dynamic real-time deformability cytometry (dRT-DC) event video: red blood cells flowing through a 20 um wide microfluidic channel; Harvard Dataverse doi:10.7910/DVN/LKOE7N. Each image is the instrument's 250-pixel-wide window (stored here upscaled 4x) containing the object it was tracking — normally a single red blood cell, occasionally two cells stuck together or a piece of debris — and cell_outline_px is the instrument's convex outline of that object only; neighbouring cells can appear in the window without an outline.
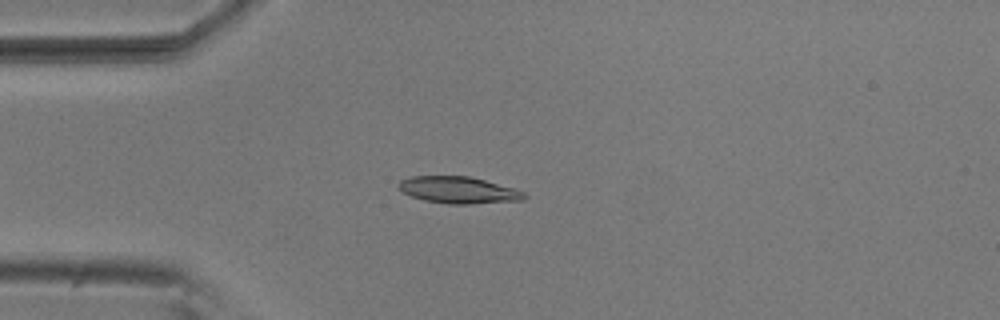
{"species": "common noctule bat (a hibernating species)", "species_latin": "Nyctalus noctula", "temperature_condition": "room temperature", "stored_images_in_passage": 4, "camera_frame_rate_fps": 3000, "um_per_image_px": 0.085, "animal": {"sex": "male", "body_mass_g": 20.5, "forearm_length_mm": 52.5}, "frame": {"image": 1, "passage_image": 4, "time_ms": 1.0, "image_size_px": [1000, 320], "cell_outline_px": [[528, 196], [524, 200], [468, 204], [448, 204], [424, 200], [412, 196], [404, 192], [396, 184], [400, 180], [412, 176], [468, 176], [516, 188], [524, 192]], "centroid_in_image_um": [39.0, 16.15], "position_along_channel_um": 46.0, "area_um2": 19.59}}